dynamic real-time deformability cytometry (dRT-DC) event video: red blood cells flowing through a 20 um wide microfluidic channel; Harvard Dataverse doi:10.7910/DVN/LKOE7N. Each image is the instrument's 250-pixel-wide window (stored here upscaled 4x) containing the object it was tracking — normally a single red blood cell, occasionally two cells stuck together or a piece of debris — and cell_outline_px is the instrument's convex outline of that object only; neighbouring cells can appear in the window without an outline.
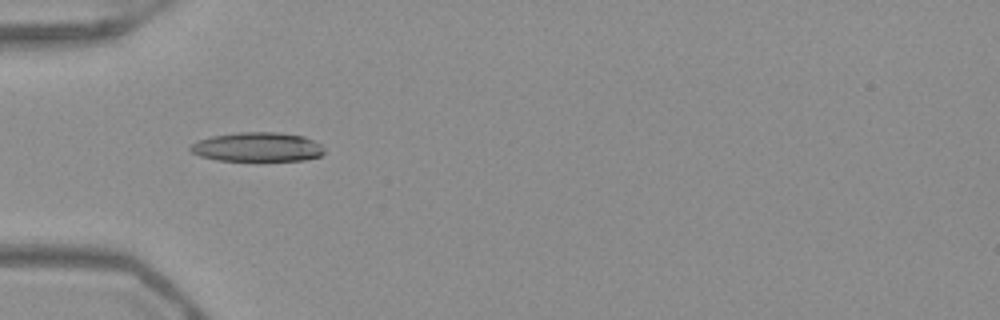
{"species": "Egyptian fruit bat (a non-hibernating species)", "species_latin": "Rousettus aegyptiacus", "temperature_condition": "warm", "stored_images_in_passage": 37, "camera_frame_rate_fps": 3000, "um_per_image_px": 0.085, "frame": {"image": 1, "passage_image": 2, "time_ms": 0.333, "image_size_px": [1000, 320], "cell_outline_px": [[324, 152], [320, 156], [304, 160], [216, 160], [200, 156], [192, 152], [188, 148], [192, 144], [200, 140], [212, 136], [240, 132], [280, 132], [304, 136], [320, 144], [324, 148]], "centroid_in_image_um": [21.89, 12.49], "position_along_channel_um": 63.1, "area_um2": 22.66}}
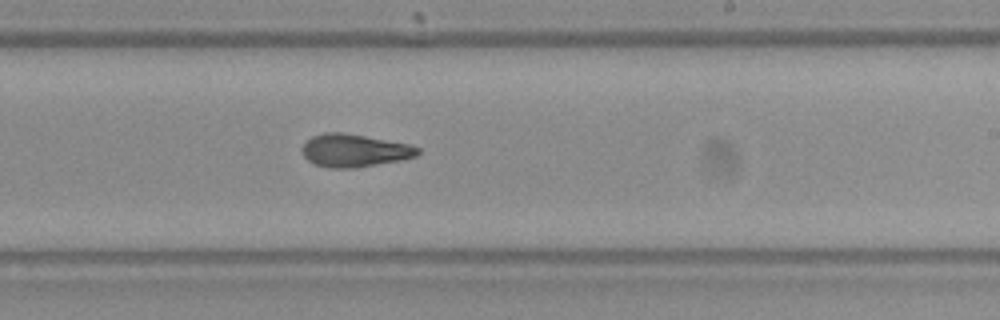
{"frame": {"image": 2, "passage_image": 17, "time_ms": 5.333, "image_size_px": [1000, 320], "cell_outline_px": [[420, 152], [416, 156], [400, 160], [356, 168], [328, 168], [312, 164], [304, 156], [300, 148], [312, 136], [324, 132], [344, 132], [408, 144], [420, 148]], "centroid_in_image_um": [30.08, 12.8], "position_along_channel_um": 258.9, "area_um2": 22.2}}
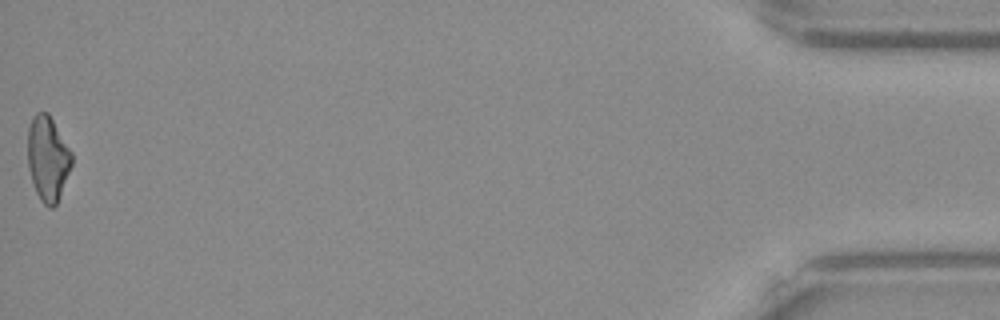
{"frame": {"image": 3, "passage_image": 37, "time_ms": 12.0, "image_size_px": [1000, 320], "cell_outline_px": [[72, 164], [56, 204], [52, 208], [48, 208], [40, 200], [36, 192], [28, 168], [28, 128], [32, 116], [36, 112], [48, 112], [72, 152]], "centroid_in_image_um": [4.05, 13.45], "position_along_channel_um": 431.1, "area_um2": 21.68}, "authors_computed_cell_mechanics": {"area_um2": 21.9062, "velocity_mm_per_s": 3.9684, "shape_relaxation_time_tau1_ms": 9.9173, "shape_relaxation_time_tau2_ms": 3.8543, "deformation_change_tau1": 0.262, "deformation_change_tau2": 0.1124}}